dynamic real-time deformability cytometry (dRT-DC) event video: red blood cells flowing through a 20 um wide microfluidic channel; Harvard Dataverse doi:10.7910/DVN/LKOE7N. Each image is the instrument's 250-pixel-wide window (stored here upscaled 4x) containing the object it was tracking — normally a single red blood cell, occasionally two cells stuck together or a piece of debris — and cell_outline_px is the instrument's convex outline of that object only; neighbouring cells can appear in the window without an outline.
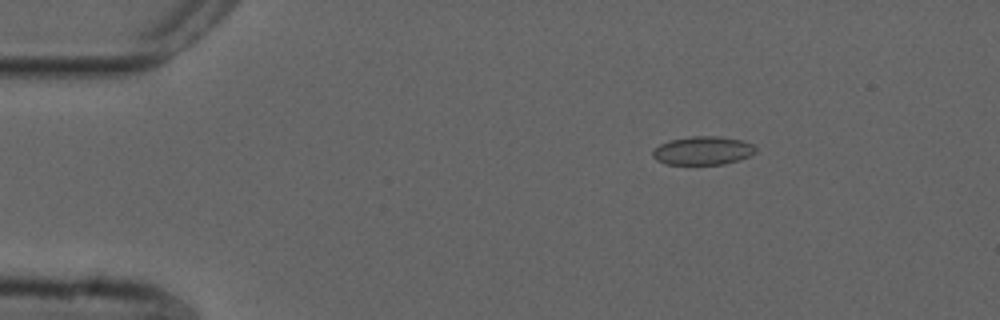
{"species": "common noctule bat (a hibernating species)", "species_latin": "Nyctalus noctula", "temperature_condition": "cold", "stored_images_in_passage": 3, "camera_frame_rate_fps": 3000, "um_per_image_px": 0.085, "animal": {"sex": "male", "forearm_length_mm": 52.5}, "frame": {"image": 1, "passage_image": 1, "time_ms": 0.0, "image_size_px": [1000, 320], "cell_outline_px": [[756, 152], [748, 156], [724, 164], [668, 164], [656, 160], [652, 156], [652, 152], [660, 144], [668, 140], [692, 136], [720, 136], [744, 140], [752, 144], [756, 148]], "centroid_in_image_um": [59.74, 12.79], "position_along_channel_um": 25.3, "area_um2": 17.05}}